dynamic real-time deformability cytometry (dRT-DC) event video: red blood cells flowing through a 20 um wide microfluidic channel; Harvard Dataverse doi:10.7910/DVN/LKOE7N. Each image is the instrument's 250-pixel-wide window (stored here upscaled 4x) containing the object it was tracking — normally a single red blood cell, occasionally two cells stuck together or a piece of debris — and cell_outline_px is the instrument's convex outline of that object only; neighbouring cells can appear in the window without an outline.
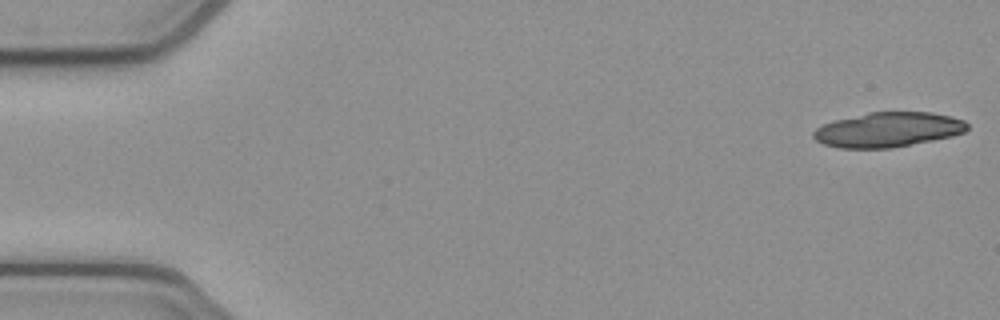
{"species": "common noctule bat (a hibernating species)", "species_latin": "Nyctalus noctula", "temperature_condition": "cold", "stored_images_in_passage": 21, "camera_frame_rate_fps": 3000, "um_per_image_px": 0.085, "animal": {"sex": "female", "body_mass_g": 21.9}, "frame": {"image": 1, "passage_image": 1, "time_ms": 0.0, "image_size_px": [1000, 320], "cell_outline_px": [[968, 128], [964, 132], [952, 136], [892, 148], [840, 148], [824, 144], [816, 140], [812, 136], [812, 132], [816, 128], [832, 120], [868, 112], [932, 112], [952, 116], [964, 120], [968, 124]], "centroid_in_image_um": [75.47, 11.01], "position_along_channel_um": 9.5, "area_um2": 31.33}}